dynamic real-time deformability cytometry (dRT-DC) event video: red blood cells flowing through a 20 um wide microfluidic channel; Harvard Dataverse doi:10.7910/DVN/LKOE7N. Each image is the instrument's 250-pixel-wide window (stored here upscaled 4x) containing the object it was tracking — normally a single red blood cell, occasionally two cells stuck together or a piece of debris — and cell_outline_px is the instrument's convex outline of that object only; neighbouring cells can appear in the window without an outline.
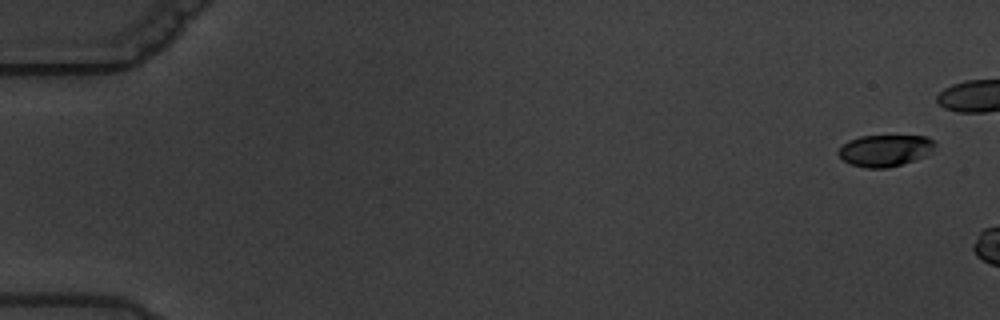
{"species": "common noctule bat (a hibernating species)", "species_latin": "Nyctalus noctula", "temperature_condition": "warm", "stored_images_in_passage": 3, "camera_frame_rate_fps": 3000, "um_per_image_px": 0.085, "animal": {"sex": "male", "body_mass_g": 19.5, "forearm_length_mm": 54.6}, "frame": {"image": 1, "passage_image": 1, "time_ms": 0.0, "image_size_px": [1000, 320], "cell_outline_px": [[936, 144], [932, 152], [924, 156], [888, 168], [868, 168], [852, 164], [844, 160], [836, 152], [848, 140], [860, 136], [928, 136], [936, 140]], "centroid_in_image_um": [75.26, 12.77], "position_along_channel_um": 9.7, "area_um2": 17.74}}